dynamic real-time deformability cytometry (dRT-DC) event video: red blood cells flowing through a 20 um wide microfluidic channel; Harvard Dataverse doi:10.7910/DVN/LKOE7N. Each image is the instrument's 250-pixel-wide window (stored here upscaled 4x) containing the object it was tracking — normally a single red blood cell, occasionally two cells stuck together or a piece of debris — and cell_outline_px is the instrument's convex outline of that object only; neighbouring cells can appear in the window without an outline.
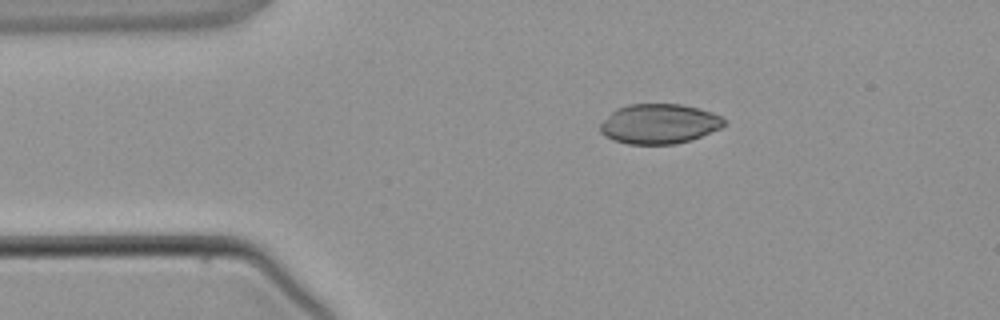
{"species": "common noctule bat (a hibernating species)", "species_latin": "Nyctalus noctula", "temperature_condition": "warm", "stored_images_in_passage": 2, "camera_frame_rate_fps": 3000, "um_per_image_px": 0.085, "animal": {"sex": "male", "body_mass_g": 21.5, "forearm_length_mm": 52.0}, "frame": {"image": 1, "passage_image": 1, "time_ms": 0.0, "image_size_px": [1000, 320], "cell_outline_px": [[724, 124], [720, 128], [700, 136], [676, 144], [628, 144], [612, 140], [604, 136], [600, 132], [600, 124], [616, 108], [628, 104], [680, 104], [700, 108], [712, 112], [720, 116], [724, 120]], "centroid_in_image_um": [55.99, 10.52], "position_along_channel_um": 29.0, "area_um2": 28.67}}